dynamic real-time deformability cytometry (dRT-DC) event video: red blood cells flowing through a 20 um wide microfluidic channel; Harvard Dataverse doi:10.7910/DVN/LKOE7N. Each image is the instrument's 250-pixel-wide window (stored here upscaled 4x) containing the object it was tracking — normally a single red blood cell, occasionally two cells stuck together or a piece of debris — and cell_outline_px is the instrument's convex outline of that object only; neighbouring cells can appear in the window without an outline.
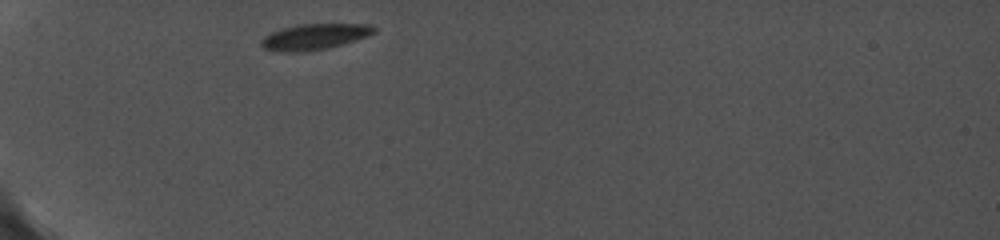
{"species": "common noctule bat (a hibernating species)", "species_latin": "Nyctalus noctula", "temperature_condition": "cold", "stored_images_in_passage": 32, "camera_frame_rate_fps": 5000, "um_per_image_px": 0.085, "animal": {"sex": "female", "body_mass_g": 19.0, "forearm_length_mm": 56.7}, "frame": {"image": 1, "passage_image": 1, "time_ms": 0.0, "image_size_px": [1000, 240], "cell_outline_px": [[376, 32], [368, 36], [344, 44], [328, 48], [304, 52], [280, 52], [264, 48], [260, 44], [260, 40], [264, 36], [272, 32], [296, 24], [372, 24], [376, 28]], "centroid_in_image_um": [26.75, 3.12], "position_along_channel_um": 58.2, "area_um2": 17.17}}
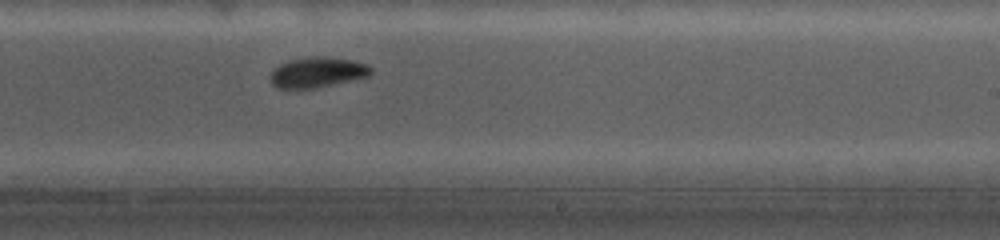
{"frame": {"image": 2, "passage_image": 17, "time_ms": 6.0, "image_size_px": [1000, 240], "cell_outline_px": [[372, 72], [368, 76], [316, 88], [276, 88], [272, 84], [272, 72], [280, 64], [288, 60], [320, 56], [324, 56], [352, 60], [368, 64], [372, 68]], "centroid_in_image_um": [27.01, 6.14], "position_along_channel_um": 262.0, "area_um2": 17.51}}
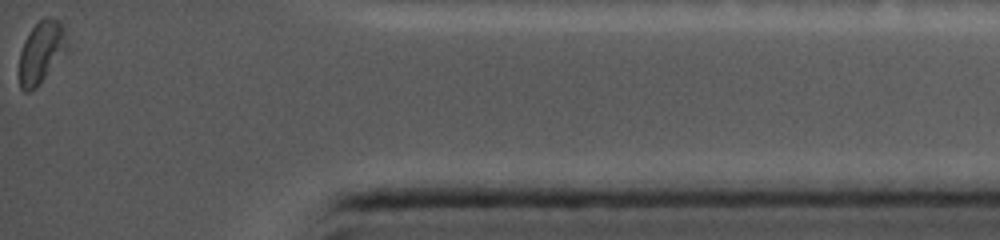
{"frame": {"image": 3, "passage_image": 32, "time_ms": 11.0, "image_size_px": [1000, 240], "cell_outline_px": [[68, 48], [36, 88], [28, 92], [24, 92], [20, 88], [20, 52], [24, 40], [28, 32], [44, 16], [48, 16], [56, 20], [64, 28], [68, 44]], "centroid_in_image_um": [3.5, 4.42], "position_along_channel_um": 431.7, "area_um2": 17.11}}